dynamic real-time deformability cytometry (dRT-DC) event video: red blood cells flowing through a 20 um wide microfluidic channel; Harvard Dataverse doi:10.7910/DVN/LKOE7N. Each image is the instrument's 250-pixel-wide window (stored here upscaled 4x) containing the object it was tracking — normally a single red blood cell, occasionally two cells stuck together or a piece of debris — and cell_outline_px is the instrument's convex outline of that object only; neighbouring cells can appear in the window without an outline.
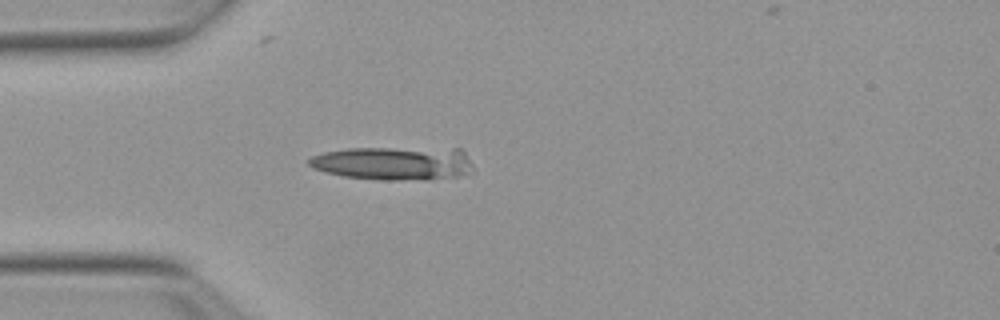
{"species": "Egyptian fruit bat (a non-hibernating species)", "species_latin": "Rousettus aegyptiacus", "temperature_condition": "warm", "stored_images_in_passage": 23, "camera_frame_rate_fps": 3000, "um_per_image_px": 0.085, "animal": {"sex": "female"}, "frame": {"image": 1, "passage_image": 1, "time_ms": 0.0, "image_size_px": [1000, 320], "cell_outline_px": [[472, 168], [456, 176], [428, 180], [384, 180], [344, 176], [324, 172], [308, 164], [308, 160], [312, 156], [324, 152], [348, 148], [464, 148], [472, 164]], "centroid_in_image_um": [33.48, 13.86], "position_along_channel_um": 51.5, "area_um2": 32.14}}
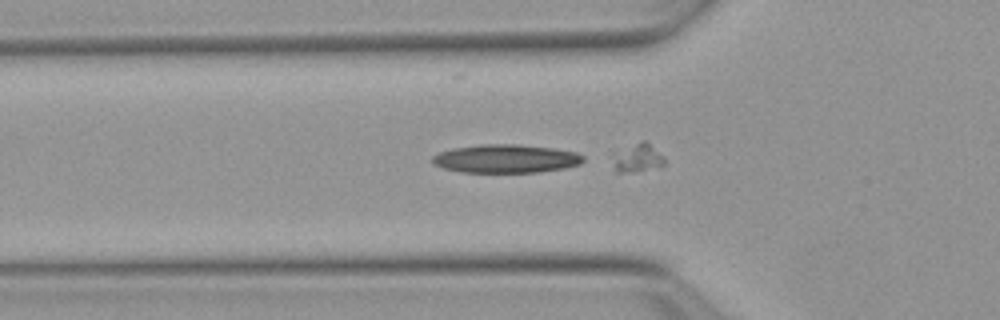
{"frame": {"image": 2, "passage_image": 4, "time_ms": 1.0, "image_size_px": [1000, 320], "cell_outline_px": [[584, 160], [580, 164], [564, 168], [540, 172], [460, 172], [444, 168], [432, 164], [432, 156], [440, 152], [452, 148], [480, 144], [516, 144], [552, 148], [576, 152], [584, 156]], "centroid_in_image_um": [42.98, 13.48], "position_along_channel_um": 82.8, "area_um2": 25.03}}
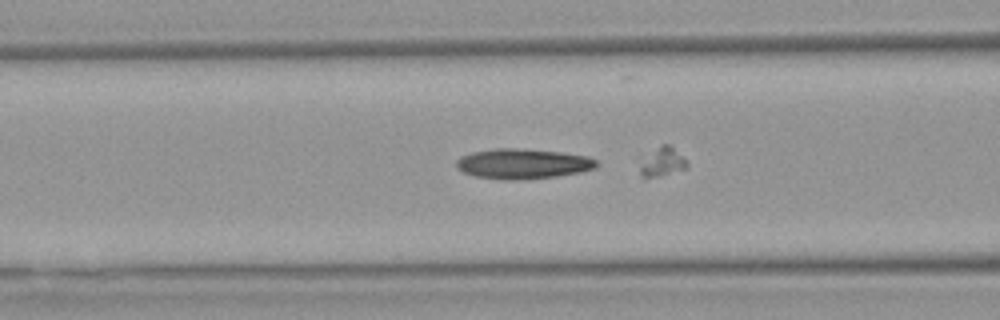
{"frame": {"image": 3, "passage_image": 7, "time_ms": 2.0, "image_size_px": [1000, 320], "cell_outline_px": [[596, 168], [580, 172], [556, 176], [520, 180], [504, 180], [476, 176], [464, 172], [456, 168], [456, 160], [460, 156], [472, 152], [496, 148], [516, 148], [560, 152], [588, 156], [596, 160]], "centroid_in_image_um": [44.41, 13.92], "position_along_channel_um": 122.2, "area_um2": 24.57}}